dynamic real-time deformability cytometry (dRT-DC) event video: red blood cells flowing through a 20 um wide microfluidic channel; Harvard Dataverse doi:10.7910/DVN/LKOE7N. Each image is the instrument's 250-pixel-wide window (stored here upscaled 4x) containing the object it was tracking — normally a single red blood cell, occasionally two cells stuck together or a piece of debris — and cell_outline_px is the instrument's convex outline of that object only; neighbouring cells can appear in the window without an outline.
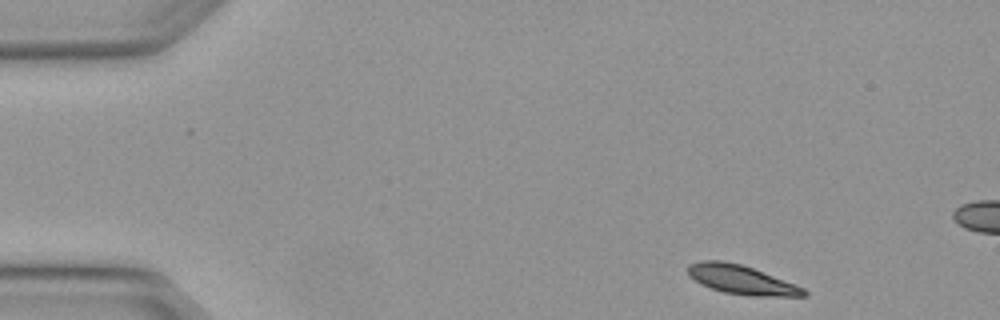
{"species": "Egyptian fruit bat (a non-hibernating species)", "species_latin": "Rousettus aegyptiacus", "temperature_condition": "warm", "stored_images_in_passage": 4, "camera_frame_rate_fps": 3000, "um_per_image_px": 0.085, "animal": {"sex": "female"}, "frame": {"image": 1, "passage_image": 1, "time_ms": 0.0, "image_size_px": [1000, 320], "cell_outline_px": [[808, 296], [748, 296], [724, 292], [700, 284], [688, 276], [688, 264], [700, 260], [724, 260], [740, 264], [752, 268], [796, 284], [804, 288], [808, 292]], "centroid_in_image_um": [63.01, 23.78], "position_along_channel_um": 22.0, "area_um2": 19.71}}
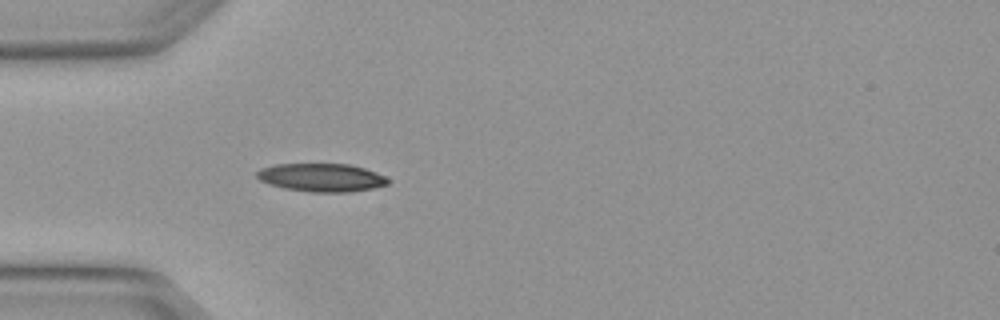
{"frame": {"image": 2, "passage_image": 4, "time_ms": 1.0, "image_size_px": [1000, 320], "cell_outline_px": [[392, 180], [388, 184], [372, 188], [348, 192], [312, 192], [284, 188], [260, 180], [256, 176], [256, 172], [260, 168], [272, 164], [352, 164], [376, 172]], "centroid_in_image_um": [27.34, 15.08], "position_along_channel_um": 57.7, "area_um2": 21.56}}